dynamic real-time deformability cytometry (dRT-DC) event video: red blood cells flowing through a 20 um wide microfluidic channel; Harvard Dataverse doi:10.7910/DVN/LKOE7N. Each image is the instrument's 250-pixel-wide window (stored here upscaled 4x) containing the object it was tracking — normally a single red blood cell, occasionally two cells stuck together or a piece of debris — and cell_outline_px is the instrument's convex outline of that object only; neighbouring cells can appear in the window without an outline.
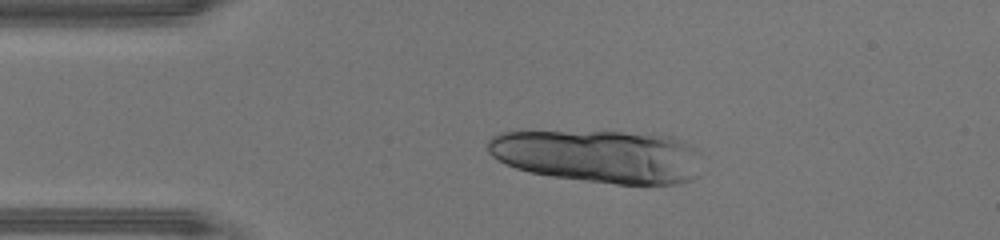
{"species": "human", "species_latin": "Homo sapiens", "temperature_condition": "warm", "stored_images_in_passage": 13, "camera_frame_rate_fps": 3000, "um_per_image_px": 0.085, "donor": {"sex": "male"}, "frame": {"image": 1, "passage_image": 9, "time_ms": 2.667, "image_size_px": [1000, 240], "cell_outline_px": [[700, 152], [696, 176], [688, 180], [676, 184], [616, 184], [552, 176], [528, 172], [516, 168], [492, 156], [488, 152], [488, 140], [492, 136], [500, 132], [624, 132], [672, 136], [684, 140], [692, 144]], "centroid_in_image_um": [50.93, 13.27], "position_along_channel_um": 34.1, "area_um2": 66.07}}